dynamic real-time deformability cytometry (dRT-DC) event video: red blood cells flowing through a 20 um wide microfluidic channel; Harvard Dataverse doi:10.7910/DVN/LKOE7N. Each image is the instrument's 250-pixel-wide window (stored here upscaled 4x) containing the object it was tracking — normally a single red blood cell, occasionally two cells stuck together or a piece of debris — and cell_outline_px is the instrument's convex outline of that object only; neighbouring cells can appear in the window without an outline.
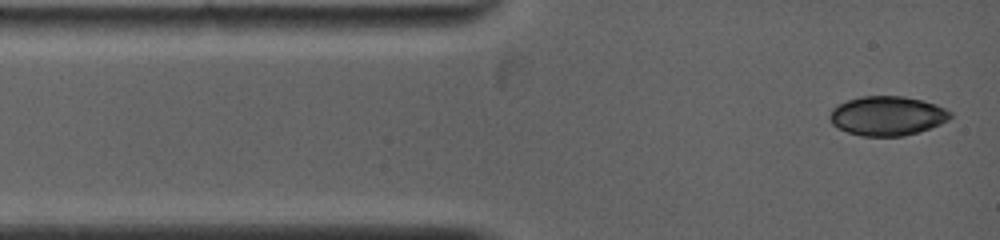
{"species": "common noctule bat (a hibernating species)", "species_latin": "Nyctalus noctula", "temperature_condition": "warm", "stored_images_in_passage": 4, "camera_frame_rate_fps": 5000, "um_per_image_px": 0.085, "animal": {"sex": "female", "body_mass_g": 19.0, "forearm_length_mm": 53.3}, "frame": {"image": 1, "passage_image": 1, "time_ms": 0.0, "image_size_px": [1000, 240], "cell_outline_px": [[952, 116], [948, 120], [940, 124], [920, 132], [904, 136], [860, 136], [848, 132], [832, 124], [828, 120], [828, 116], [832, 108], [848, 100], [860, 96], [904, 96], [936, 104], [952, 112]], "centroid_in_image_um": [75.41, 9.85], "position_along_channel_um": 9.6, "area_um2": 27.74}}
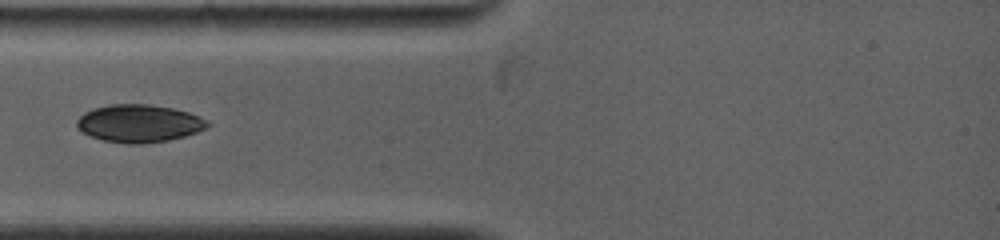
{"frame": {"image": 2, "passage_image": 4, "time_ms": 2.6, "image_size_px": [1000, 240], "cell_outline_px": [[212, 124], [208, 128], [184, 136], [168, 140], [140, 144], [128, 144], [104, 140], [92, 136], [76, 128], [76, 120], [84, 112], [96, 108], [112, 104], [148, 104], [172, 108], [188, 112], [208, 120]], "centroid_in_image_um": [11.84, 10.49], "position_along_channel_um": 73.2, "area_um2": 28.61}}